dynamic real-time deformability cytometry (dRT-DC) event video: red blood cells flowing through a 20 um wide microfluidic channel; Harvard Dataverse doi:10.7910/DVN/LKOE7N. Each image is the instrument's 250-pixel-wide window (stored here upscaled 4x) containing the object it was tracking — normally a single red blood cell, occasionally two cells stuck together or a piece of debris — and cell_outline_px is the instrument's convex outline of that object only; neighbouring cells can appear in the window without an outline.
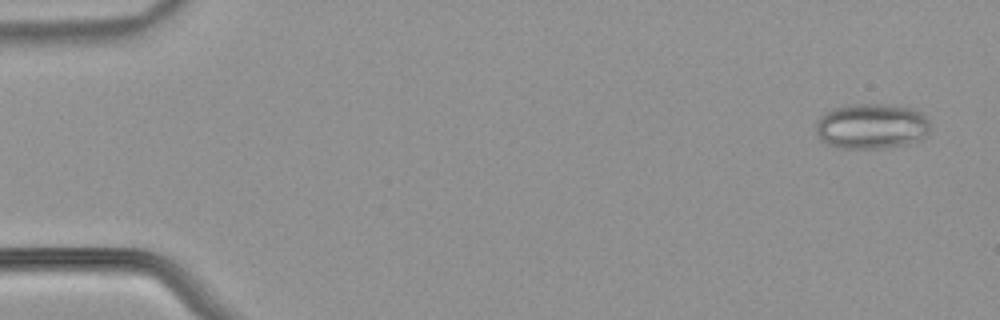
{"species": "common noctule bat (a hibernating species)", "species_latin": "Nyctalus noctula", "temperature_condition": "warm", "stored_images_in_passage": 52, "camera_frame_rate_fps": 3000, "um_per_image_px": 0.085, "animal": {"sex": "male", "body_mass_g": 21.5, "forearm_length_mm": 52.0}, "frame": {"image": 1, "passage_image": 3, "time_ms": 0.667, "image_size_px": [1000, 320], "cell_outline_px": [[928, 136], [924, 140], [908, 144], [884, 148], [840, 148], [828, 144], [820, 140], [816, 132], [816, 120], [824, 112], [832, 108], [848, 104], [888, 104], [912, 108], [920, 112], [928, 120]], "centroid_in_image_um": [74.07, 10.73], "position_along_channel_um": 10.9, "area_um2": 30.75}}
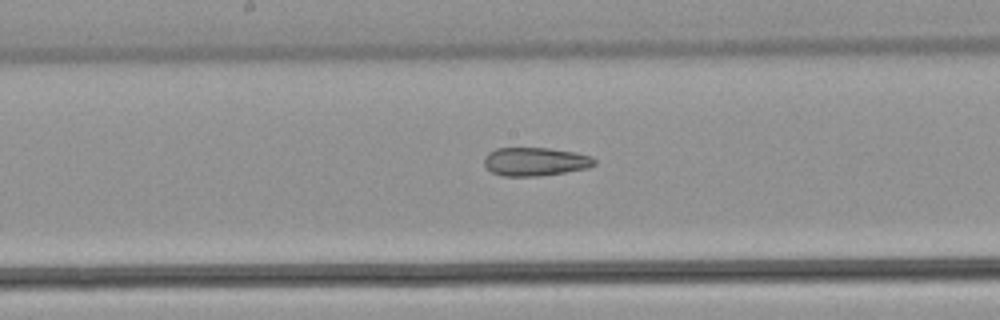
{"frame": {"image": 2, "passage_image": 28, "time_ms": 9.0, "image_size_px": [1000, 320], "cell_outline_px": [[596, 164], [588, 168], [540, 176], [500, 176], [492, 172], [484, 164], [484, 156], [488, 152], [496, 148], [548, 148], [576, 152], [592, 156], [596, 160]], "centroid_in_image_um": [45.5, 13.73], "position_along_channel_um": 202.7, "area_um2": 18.44}}
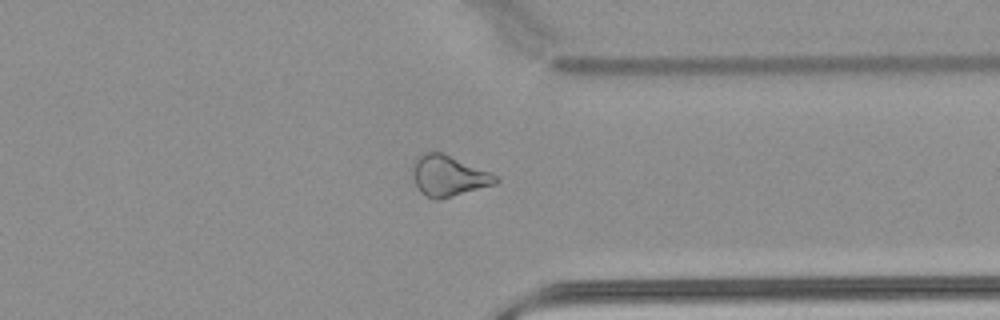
{"frame": {"image": 3, "passage_image": 41, "time_ms": 13.333, "image_size_px": [1000, 320], "cell_outline_px": [[500, 180], [496, 184], [452, 196], [436, 200], [420, 192], [416, 184], [412, 172], [412, 164], [416, 156], [424, 152], [440, 152], [500, 176]], "centroid_in_image_um": [38.12, 14.94], "position_along_channel_um": 373.3, "area_um2": 19.59}, "authors_computed_cell_mechanics": {"area_um2": 21.675, "velocity_mm_per_s": 3.9776, "shape_relaxation_time_tau1_ms": null, "shape_relaxation_time_tau2_ms": 5.2241, "deformation_change_tau1": null, "deformation_change_tau2": 0.1457}}